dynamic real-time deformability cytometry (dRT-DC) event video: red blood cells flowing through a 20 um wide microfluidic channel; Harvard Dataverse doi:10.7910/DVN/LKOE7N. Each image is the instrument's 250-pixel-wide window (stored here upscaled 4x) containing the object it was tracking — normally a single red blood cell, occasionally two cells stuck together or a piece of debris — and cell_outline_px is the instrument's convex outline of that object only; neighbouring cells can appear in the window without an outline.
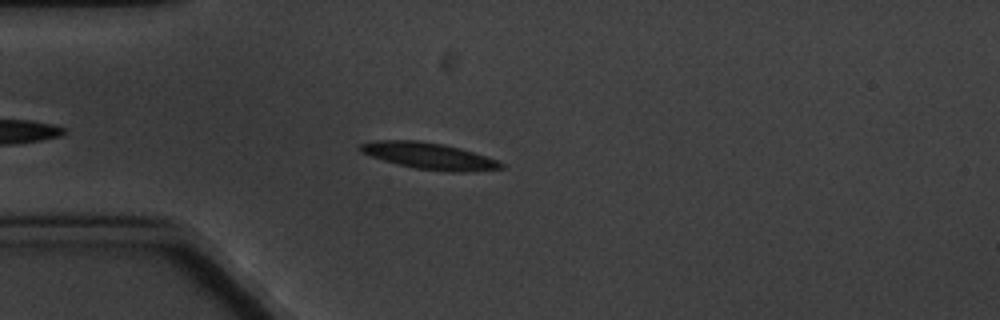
{"species": "common noctule bat (a hibernating species)", "species_latin": "Nyctalus noctula", "temperature_condition": "cold", "stored_images_in_passage": 5, "camera_frame_rate_fps": 3000, "um_per_image_px": 0.085, "animal": {"sex": "male", "body_mass_g": 20.1, "forearm_length_mm": 53.5}, "frame": {"image": 1, "passage_image": 5, "time_ms": 4.667, "image_size_px": [1000, 320], "cell_outline_px": [[504, 168], [464, 172], [448, 172], [416, 168], [384, 160], [360, 152], [356, 148], [360, 144], [376, 140], [416, 140], [444, 144], [460, 148], [496, 160], [504, 164]], "centroid_in_image_um": [36.44, 13.25], "position_along_channel_um": 48.6, "area_um2": 21.5}}